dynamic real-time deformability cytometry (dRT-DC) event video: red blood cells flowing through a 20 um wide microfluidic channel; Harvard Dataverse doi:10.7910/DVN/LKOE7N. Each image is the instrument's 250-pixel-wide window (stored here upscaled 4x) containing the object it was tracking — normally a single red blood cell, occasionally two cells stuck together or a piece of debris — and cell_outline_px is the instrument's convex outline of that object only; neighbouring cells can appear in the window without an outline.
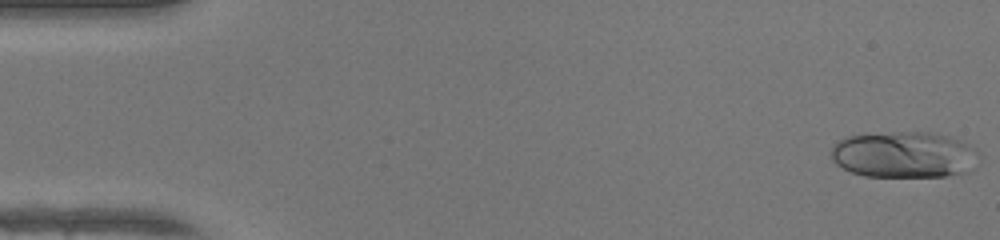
{"species": "human", "species_latin": "Homo sapiens", "temperature_condition": "warm", "stored_images_in_passage": 49, "camera_frame_rate_fps": 3000, "um_per_image_px": 0.085, "donor": {"sex": "female"}, "frame": {"image": 1, "passage_image": 1, "time_ms": 0.0, "image_size_px": [1000, 240], "cell_outline_px": [[976, 168], [968, 172], [944, 176], [864, 176], [852, 172], [836, 164], [832, 160], [832, 144], [848, 136], [892, 132], [932, 132], [948, 136], [960, 140], [976, 148]], "centroid_in_image_um": [76.86, 13.15], "position_along_channel_um": 8.1, "area_um2": 39.88}}
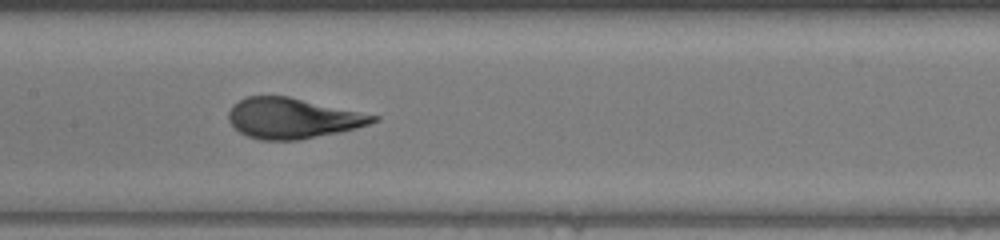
{"frame": {"image": 2, "passage_image": 24, "time_ms": 7.667, "image_size_px": [1000, 240], "cell_outline_px": [[380, 120], [356, 128], [340, 132], [300, 140], [260, 140], [248, 136], [240, 132], [228, 120], [228, 112], [232, 104], [248, 96], [288, 96], [380, 116]], "centroid_in_image_um": [24.87, 10.05], "position_along_channel_um": 182.5, "area_um2": 34.04}}
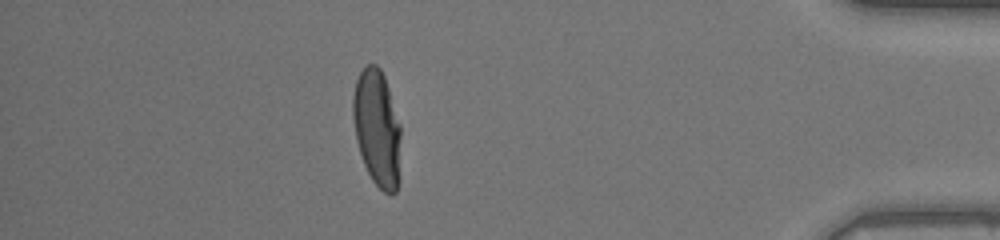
{"frame": {"image": 3, "passage_image": 43, "time_ms": 14.0, "image_size_px": [1000, 240], "cell_outline_px": [[400, 180], [396, 192], [392, 196], [384, 192], [372, 180], [364, 164], [356, 140], [352, 116], [352, 96], [356, 80], [360, 72], [368, 64], [376, 64], [380, 68], [384, 76], [400, 124]], "centroid_in_image_um": [32.05, 10.92], "position_along_channel_um": 403.1, "area_um2": 32.83}, "authors_computed_cell_mechanics": {"area_um2": 34.102, "velocity_mm_per_s": 4.225, "shape_relaxation_time_tau1_ms": 4.3647, "shape_relaxation_time_tau2_ms": null, "deformation_change_tau1": 0.2323, "deformation_change_tau2": null}}